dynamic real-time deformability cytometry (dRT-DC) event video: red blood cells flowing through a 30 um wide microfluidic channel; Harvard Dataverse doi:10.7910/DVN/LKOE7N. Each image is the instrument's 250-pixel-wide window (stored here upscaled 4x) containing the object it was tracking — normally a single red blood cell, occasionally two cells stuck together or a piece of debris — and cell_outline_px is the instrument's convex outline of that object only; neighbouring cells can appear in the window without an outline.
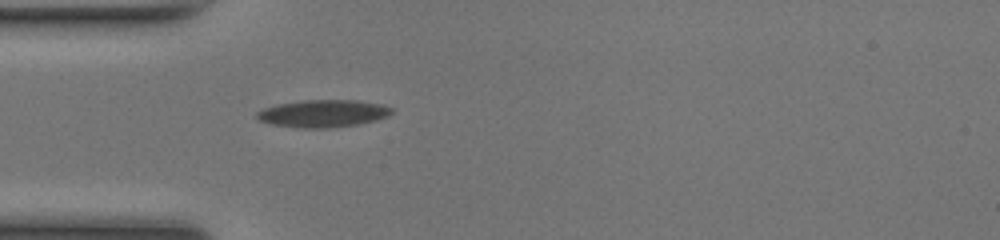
{"species": "common noctule bat (a hibernating species)", "species_latin": "Nyctalus noctula", "temperature_condition": "room temperature", "stored_images_in_passage": 36, "camera_frame_rate_fps": 3000, "um_per_image_px": 0.085, "animal": {"sex": "female", "body_mass_g": 17.0, "forearm_length_mm": 48.0}, "frame": {"image": 1, "passage_image": 1, "time_ms": 0.0, "image_size_px": [1000, 240], "cell_outline_px": [[392, 112], [388, 116], [376, 120], [360, 124], [332, 128], [300, 128], [272, 124], [260, 120], [256, 116], [256, 112], [264, 108], [276, 104], [300, 100], [360, 100], [384, 104], [392, 108]], "centroid_in_image_um": [27.49, 9.64], "position_along_channel_um": 57.5, "area_um2": 21.79}}
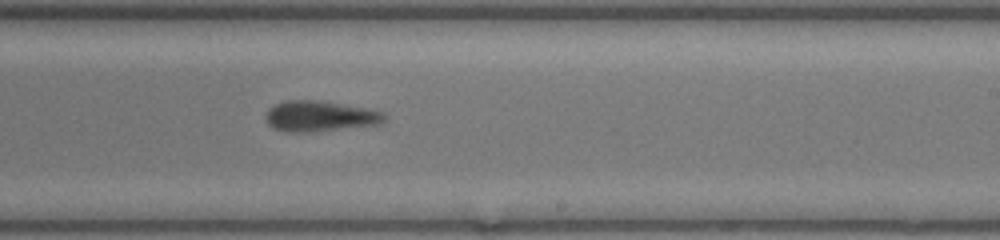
{"frame": {"image": 2, "passage_image": 16, "time_ms": 5.0, "image_size_px": [1000, 240], "cell_outline_px": [[384, 120], [380, 124], [312, 132], [288, 132], [272, 128], [264, 120], [264, 116], [276, 104], [284, 100], [316, 100], [364, 108], [384, 112]], "centroid_in_image_um": [27.14, 9.89], "position_along_channel_um": 261.9, "area_um2": 20.98}}
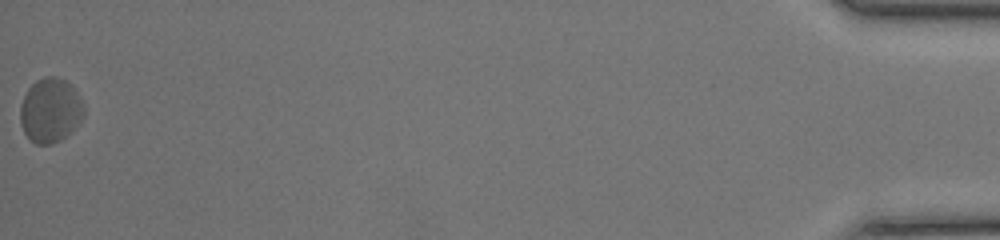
{"frame": {"image": 3, "passage_image": 36, "time_ms": 11.667, "image_size_px": [1000, 240], "cell_outline_px": [[84, 116], [72, 132], [60, 140], [52, 144], [36, 144], [28, 140], [20, 124], [20, 104], [28, 88], [36, 80], [44, 76], [56, 76], [64, 80], [76, 92], [84, 104]], "centroid_in_image_um": [4.26, 9.4], "position_along_channel_um": 430.9, "area_um2": 24.1}, "authors_computed_cell_mechanics": {"area_um2": 21.7617, "velocity_mm_per_s": 4.1551, "shape_relaxation_time_tau1_ms": 2.5056, "shape_relaxation_time_tau2_ms": 2.1266, "deformation_change_tau1": 0.0995, "deformation_change_tau2": 0.0991}}